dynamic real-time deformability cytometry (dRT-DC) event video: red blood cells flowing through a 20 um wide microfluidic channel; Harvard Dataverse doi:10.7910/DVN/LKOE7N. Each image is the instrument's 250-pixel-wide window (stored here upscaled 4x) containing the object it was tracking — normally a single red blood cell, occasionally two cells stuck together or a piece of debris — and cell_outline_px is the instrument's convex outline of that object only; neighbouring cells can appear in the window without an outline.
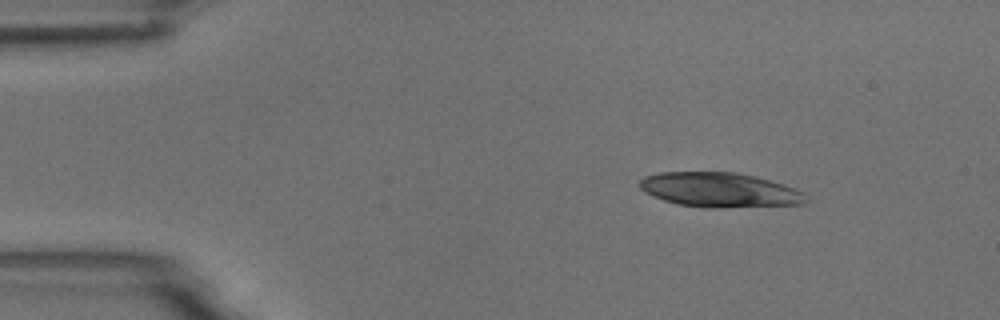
{"species": "common noctule bat (a hibernating species)", "species_latin": "Nyctalus noctula", "temperature_condition": "room temperature", "stored_images_in_passage": 3, "camera_frame_rate_fps": 3000, "um_per_image_px": 0.085, "animal": {"sex": "male", "body_mass_g": 18.8}, "frame": {"image": 1, "passage_image": 1, "time_ms": 0.0, "image_size_px": [1000, 320], "cell_outline_px": [[808, 200], [804, 204], [720, 208], [704, 208], [676, 204], [652, 196], [644, 192], [640, 188], [640, 180], [644, 176], [660, 172], [736, 172], [784, 184], [796, 188], [804, 192]], "centroid_in_image_um": [61.17, 16.15], "position_along_channel_um": 23.8, "area_um2": 33.76}}